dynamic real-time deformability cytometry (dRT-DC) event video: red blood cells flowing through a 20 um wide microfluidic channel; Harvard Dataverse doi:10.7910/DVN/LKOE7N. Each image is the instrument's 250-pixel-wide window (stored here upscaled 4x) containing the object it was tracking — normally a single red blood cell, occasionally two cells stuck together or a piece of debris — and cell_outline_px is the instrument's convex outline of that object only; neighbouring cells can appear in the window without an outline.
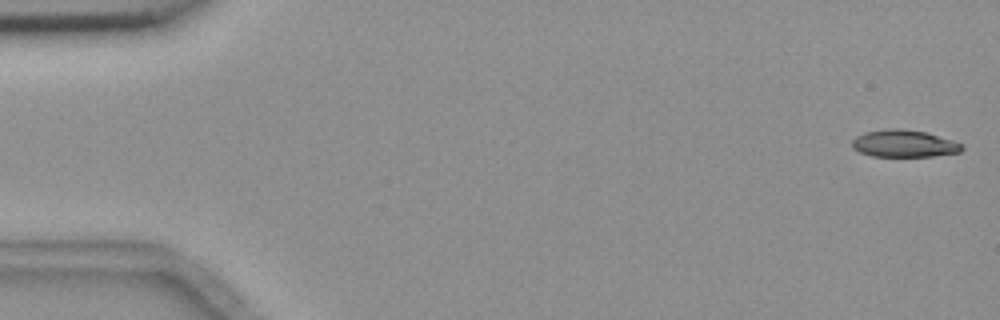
{"species": "common noctule bat (a hibernating species)", "species_latin": "Nyctalus noctula", "temperature_condition": "room temperature", "stored_images_in_passage": 3, "camera_frame_rate_fps": 3000, "um_per_image_px": 0.085, "animal": {"sex": "female", "body_mass_g": 18.4}, "frame": {"image": 1, "passage_image": 1, "time_ms": 0.0, "image_size_px": [1000, 320], "cell_outline_px": [[964, 148], [960, 152], [932, 156], [872, 156], [860, 152], [852, 148], [852, 140], [856, 136], [864, 132], [888, 128], [900, 128], [924, 132], [964, 144]], "centroid_in_image_um": [76.82, 12.2], "position_along_channel_um": 8.2, "area_um2": 17.34}}
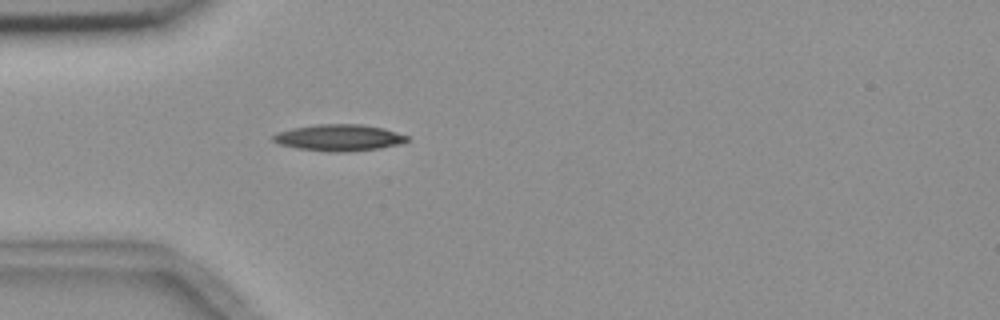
{"frame": {"image": 2, "passage_image": 3, "time_ms": 5.0, "image_size_px": [1000, 320], "cell_outline_px": [[408, 140], [400, 144], [380, 148], [336, 152], [300, 148], [280, 144], [272, 140], [272, 136], [276, 132], [292, 128], [320, 124], [360, 124], [384, 128], [408, 136]], "centroid_in_image_um": [28.82, 11.68], "position_along_channel_um": 56.2, "area_um2": 20.35}}